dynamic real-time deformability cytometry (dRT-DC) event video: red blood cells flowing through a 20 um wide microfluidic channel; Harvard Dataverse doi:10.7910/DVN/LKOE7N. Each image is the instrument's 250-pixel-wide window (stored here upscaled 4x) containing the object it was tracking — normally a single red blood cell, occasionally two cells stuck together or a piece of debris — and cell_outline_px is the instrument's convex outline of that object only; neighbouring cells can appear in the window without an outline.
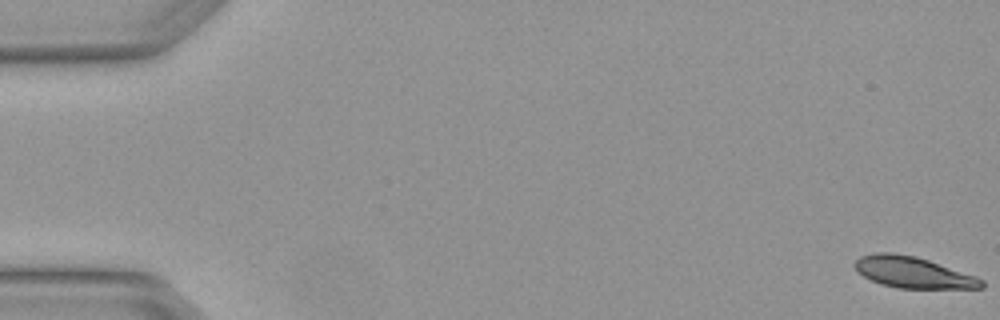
{"species": "Egyptian fruit bat (a non-hibernating species)", "species_latin": "Rousettus aegyptiacus", "temperature_condition": "warm", "stored_images_in_passage": 5, "camera_frame_rate_fps": 3000, "um_per_image_px": 0.085, "animal": {"sex": "female"}, "frame": {"image": 1, "passage_image": 1, "time_ms": 0.0, "image_size_px": [1000, 320], "cell_outline_px": [[984, 288], [896, 288], [880, 284], [856, 272], [852, 264], [860, 256], [876, 252], [892, 252], [916, 256], [976, 276], [984, 280]], "centroid_in_image_um": [77.57, 23.14], "position_along_channel_um": 7.4, "area_um2": 23.18}}
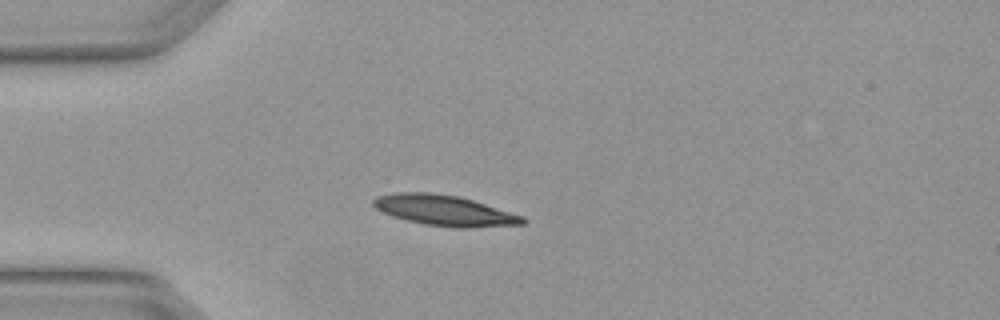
{"frame": {"image": 2, "passage_image": 4, "time_ms": 1.0, "image_size_px": [1000, 320], "cell_outline_px": [[528, 220], [524, 224], [468, 228], [460, 228], [424, 224], [392, 216], [376, 208], [372, 204], [372, 200], [376, 196], [396, 192], [432, 192], [456, 196], [472, 200], [524, 216]], "centroid_in_image_um": [37.78, 17.88], "position_along_channel_um": 47.2, "area_um2": 26.47}}